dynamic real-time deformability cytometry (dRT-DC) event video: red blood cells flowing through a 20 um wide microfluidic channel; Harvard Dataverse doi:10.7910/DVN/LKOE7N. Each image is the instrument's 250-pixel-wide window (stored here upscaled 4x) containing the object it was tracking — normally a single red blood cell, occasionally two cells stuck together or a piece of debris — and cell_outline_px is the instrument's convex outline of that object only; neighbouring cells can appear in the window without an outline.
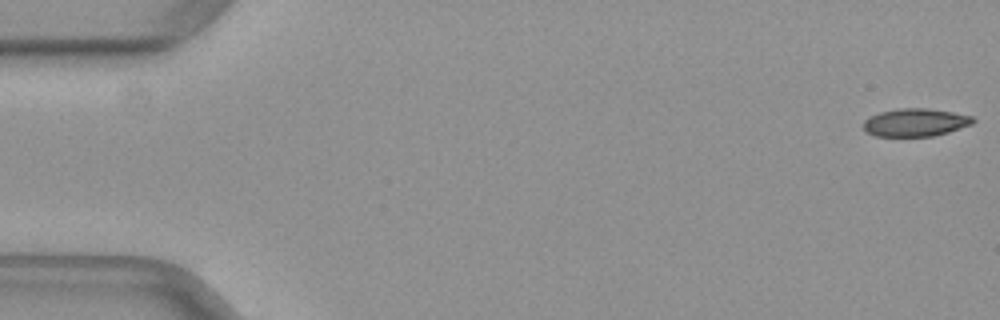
{"species": "common noctule bat (a hibernating species)", "species_latin": "Nyctalus noctula", "temperature_condition": "warm", "stored_images_in_passage": 20, "camera_frame_rate_fps": 3000, "um_per_image_px": 0.085, "animal": {"sex": "female", "body_mass_g": 29.2, "forearm_length_mm": 56.3}, "frame": {"image": 1, "passage_image": 1, "time_ms": 0.0, "image_size_px": [1000, 320], "cell_outline_px": [[976, 120], [972, 124], [948, 132], [932, 136], [876, 136], [868, 132], [864, 128], [864, 120], [868, 116], [880, 112], [896, 108], [928, 108], [952, 112], [972, 116]], "centroid_in_image_um": [77.8, 10.39], "position_along_channel_um": 7.2, "area_um2": 17.8}}
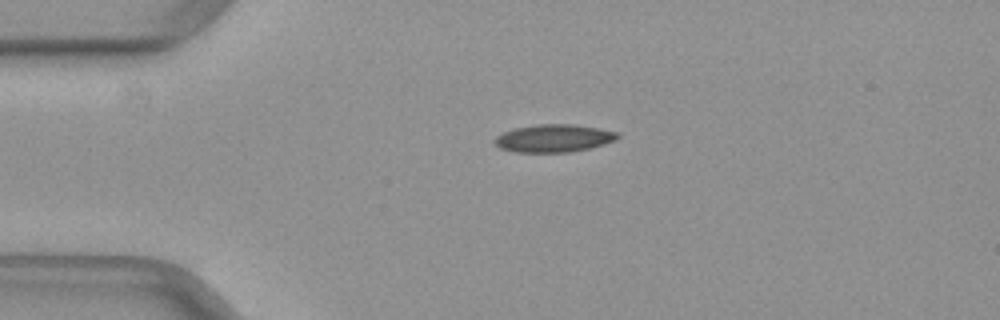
{"frame": {"image": 2, "passage_image": 12, "time_ms": 3.667, "image_size_px": [1000, 320], "cell_outline_px": [[620, 136], [616, 140], [588, 148], [568, 152], [516, 152], [500, 148], [496, 144], [496, 136], [504, 132], [516, 128], [536, 124], [572, 124], [596, 128], [616, 132]], "centroid_in_image_um": [47.06, 11.75], "position_along_channel_um": 37.9, "area_um2": 19.48}}